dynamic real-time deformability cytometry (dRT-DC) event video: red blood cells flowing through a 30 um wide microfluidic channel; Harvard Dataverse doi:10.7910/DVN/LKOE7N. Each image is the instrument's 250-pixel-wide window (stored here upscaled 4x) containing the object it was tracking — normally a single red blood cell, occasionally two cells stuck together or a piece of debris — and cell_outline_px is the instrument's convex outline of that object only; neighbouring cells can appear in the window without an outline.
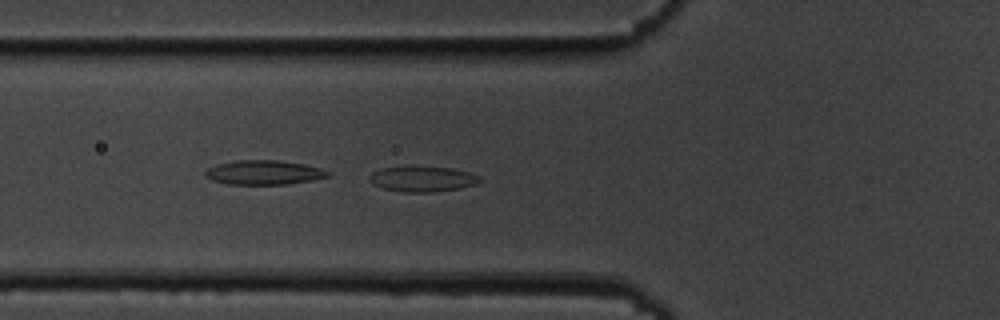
{"species": "common noctule bat (a hibernating species)", "species_latin": "Nyctalus noctula", "temperature_condition": "cold", "stored_images_in_passage": 44, "camera_frame_rate_fps": 3000, "um_per_image_px": 0.085, "animal": {"sex": "male", "body_mass_g": 19.5, "forearm_length_mm": 54.6}, "frame": {"image": 1, "passage_image": 10, "time_ms": 3.0, "image_size_px": [1000, 320], "cell_outline_px": [[484, 180], [476, 184], [460, 188], [432, 192], [404, 192], [380, 188], [372, 184], [368, 180], [368, 176], [372, 172], [380, 168], [452, 168], [468, 172], [480, 176]], "centroid_in_image_um": [35.9, 15.24], "position_along_channel_um": 89.9, "area_um2": 16.13}}
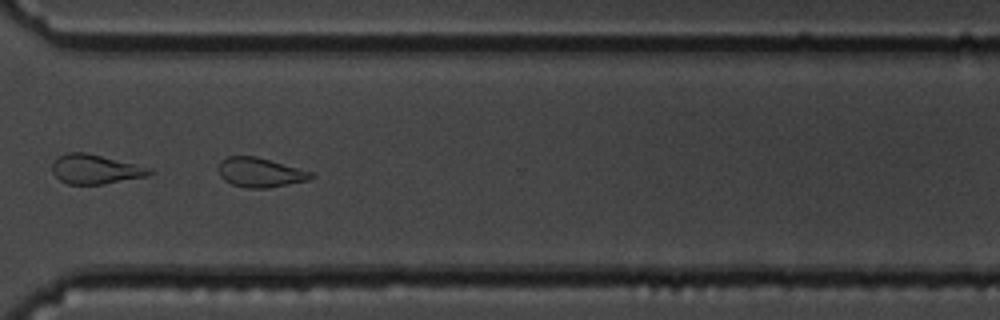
{"frame": {"image": 2, "passage_image": 31, "time_ms": 10.0, "image_size_px": [1000, 320], "cell_outline_px": [[316, 176], [312, 180], [268, 188], [248, 188], [232, 184], [224, 180], [220, 176], [220, 160], [228, 156], [256, 156], [312, 172]], "centroid_in_image_um": [22.15, 14.67], "position_along_channel_um": 348.4, "area_um2": 15.9}}
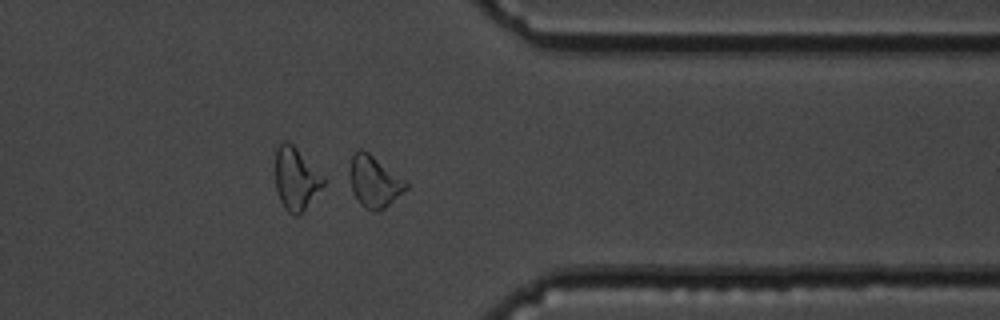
{"frame": {"image": 3, "passage_image": 34, "time_ms": 11.0, "image_size_px": [1000, 320], "cell_outline_px": [[408, 188], [384, 208], [376, 212], [372, 212], [364, 208], [356, 200], [352, 192], [348, 172], [352, 152], [360, 148], [368, 152], [408, 180]], "centroid_in_image_um": [31.8, 15.42], "position_along_channel_um": 379.6, "area_um2": 17.46}, "authors_computed_cell_mechanics": {"area_um2": 16.3285, "velocity_mm_per_s": 3.6939, "shape_relaxation_time_tau1_ms": null, "shape_relaxation_time_tau2_ms": 3.6659, "deformation_change_tau1": null, "deformation_change_tau2": 0.1057}}